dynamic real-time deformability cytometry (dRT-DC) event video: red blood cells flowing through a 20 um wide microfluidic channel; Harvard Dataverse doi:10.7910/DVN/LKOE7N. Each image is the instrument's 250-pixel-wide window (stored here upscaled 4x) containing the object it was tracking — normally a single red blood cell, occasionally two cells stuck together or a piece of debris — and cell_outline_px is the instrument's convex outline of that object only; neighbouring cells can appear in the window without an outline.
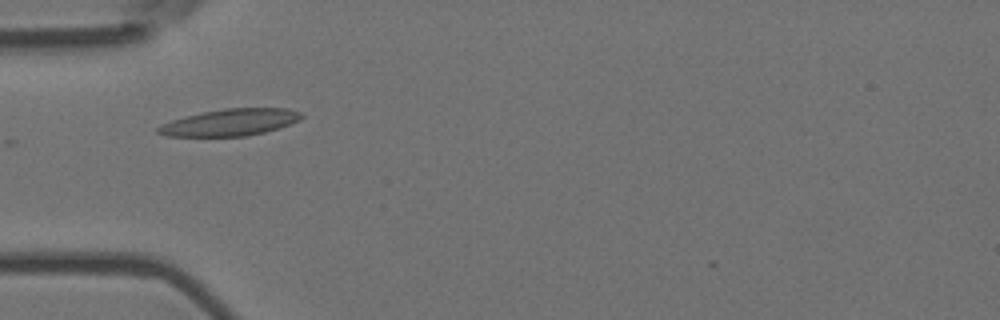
{"species": "Egyptian fruit bat (a non-hibernating species)", "species_latin": "Rousettus aegyptiacus", "temperature_condition": "room temperature", "stored_images_in_passage": 6, "camera_frame_rate_fps": 3000, "um_per_image_px": 0.085, "animal": {"sex": "female"}, "frame": {"image": 1, "passage_image": 2, "time_ms": 0.333, "image_size_px": [1000, 320], "cell_outline_px": [[304, 116], [300, 120], [280, 128], [248, 136], [168, 136], [156, 132], [156, 128], [172, 120], [184, 116], [200, 112], [224, 108], [288, 108], [300, 112]], "centroid_in_image_um": [19.59, 10.39], "position_along_channel_um": 65.4, "area_um2": 22.48}}